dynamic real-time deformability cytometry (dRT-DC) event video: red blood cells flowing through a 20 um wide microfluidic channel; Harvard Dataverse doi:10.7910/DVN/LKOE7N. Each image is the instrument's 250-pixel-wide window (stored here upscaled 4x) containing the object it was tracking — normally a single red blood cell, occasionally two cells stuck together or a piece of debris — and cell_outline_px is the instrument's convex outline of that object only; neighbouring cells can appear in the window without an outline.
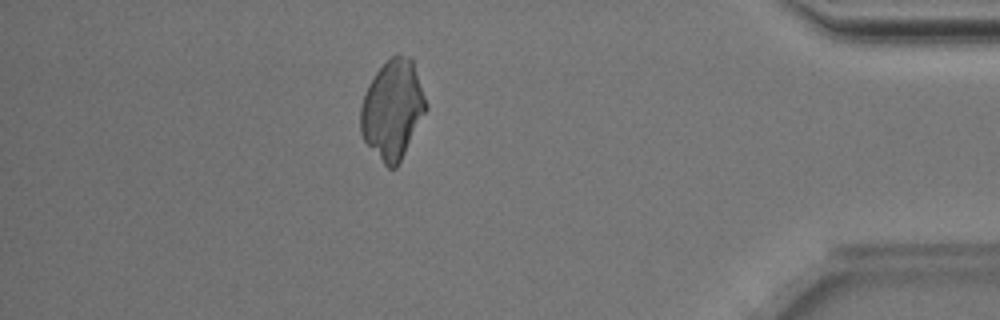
{"species": "Egyptian fruit bat (a non-hibernating species)", "species_latin": "Rousettus aegyptiacus", "temperature_condition": "room temperature", "stored_images_in_passage": 46, "segment_of_instrument_passage": [3, 4], "camera_frame_rate_fps": 3000, "um_per_image_px": 0.085, "animal": {"sex": "male"}, "frame": {"image": 1, "passage_image": 41, "time_ms": 13.333, "image_size_px": [1000, 320], "cell_outline_px": [[424, 108], [396, 164], [392, 168], [384, 160], [380, 148], [412, 68], [424, 100]], "centroid_in_image_um": [34.25, 10.31], "position_along_channel_um": 400.9, "area_um2": 13.99}}